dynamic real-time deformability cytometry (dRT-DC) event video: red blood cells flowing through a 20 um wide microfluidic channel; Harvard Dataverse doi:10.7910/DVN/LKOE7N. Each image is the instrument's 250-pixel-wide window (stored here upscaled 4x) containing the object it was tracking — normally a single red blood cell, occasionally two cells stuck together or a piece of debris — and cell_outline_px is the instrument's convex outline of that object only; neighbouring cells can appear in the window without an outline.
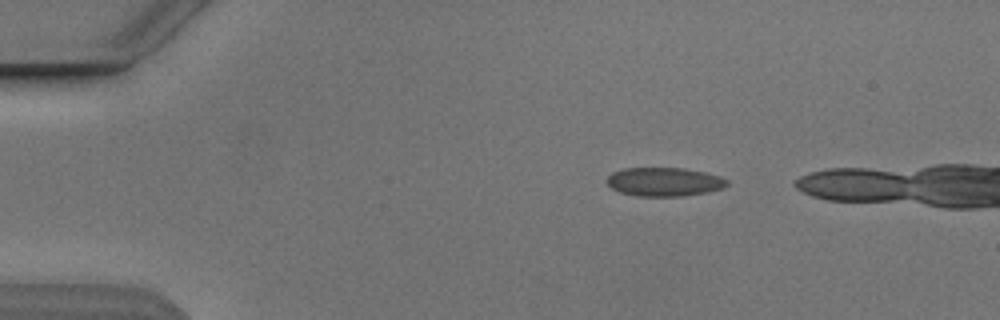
{"species": "Egyptian fruit bat (a non-hibernating species)", "species_latin": "Rousettus aegyptiacus", "temperature_condition": "cold", "stored_images_in_passage": 4, "camera_frame_rate_fps": 3000, "um_per_image_px": 0.085, "animal": {"sex": "male"}, "frame": {"image": 1, "passage_image": 1, "time_ms": 0.0, "image_size_px": [1000, 320], "cell_outline_px": [[728, 184], [724, 188], [708, 192], [684, 196], [636, 196], [620, 192], [612, 188], [604, 180], [612, 172], [624, 168], [684, 168], [704, 172], [720, 176], [728, 180]], "centroid_in_image_um": [56.46, 15.45], "position_along_channel_um": 28.5, "area_um2": 20.29}}